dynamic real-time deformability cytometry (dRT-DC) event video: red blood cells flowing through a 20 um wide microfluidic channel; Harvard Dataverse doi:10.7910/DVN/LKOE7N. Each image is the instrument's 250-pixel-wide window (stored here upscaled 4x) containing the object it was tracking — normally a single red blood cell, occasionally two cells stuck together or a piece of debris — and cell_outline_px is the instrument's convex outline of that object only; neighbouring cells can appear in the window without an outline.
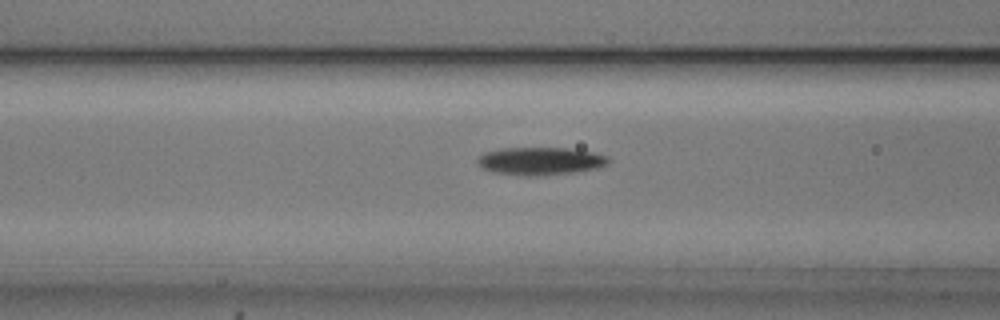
{"species": "common noctule bat (a hibernating species)", "species_latin": "Nyctalus noctula", "temperature_condition": "cold", "stored_images_in_passage": 54, "camera_frame_rate_fps": 3000, "um_per_image_px": 0.085, "animal": {"sex": "male", "body_mass_g": 20.5, "forearm_length_mm": 52.5}, "frame": {"image": 1, "passage_image": 21, "time_ms": 6.667, "image_size_px": [1000, 320], "cell_outline_px": [[612, 160], [608, 164], [596, 168], [576, 172], [540, 176], [524, 176], [492, 172], [476, 164], [476, 160], [484, 152], [500, 148], [568, 148], [592, 152], [608, 156]], "centroid_in_image_um": [45.93, 13.69], "position_along_channel_um": 120.7, "area_um2": 21.44}}
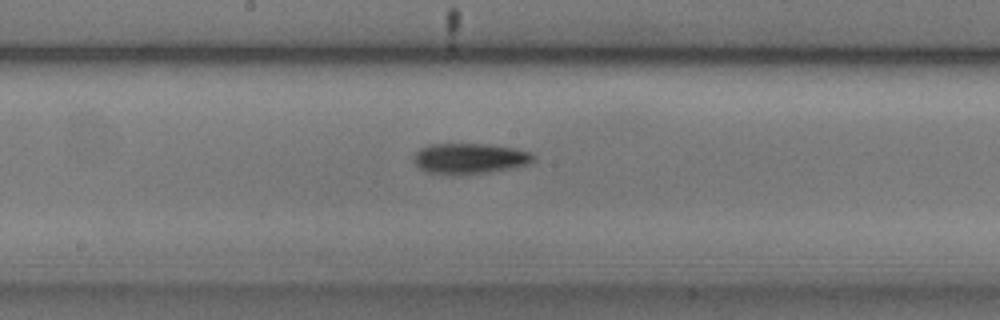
{"frame": {"image": 2, "passage_image": 28, "time_ms": 9.0, "image_size_px": [1000, 320], "cell_outline_px": [[536, 160], [528, 164], [512, 168], [488, 172], [424, 172], [412, 160], [412, 156], [420, 148], [432, 144], [488, 144], [516, 148], [532, 152], [536, 156]], "centroid_in_image_um": [39.98, 13.43], "position_along_channel_um": 208.2, "area_um2": 20.92}}
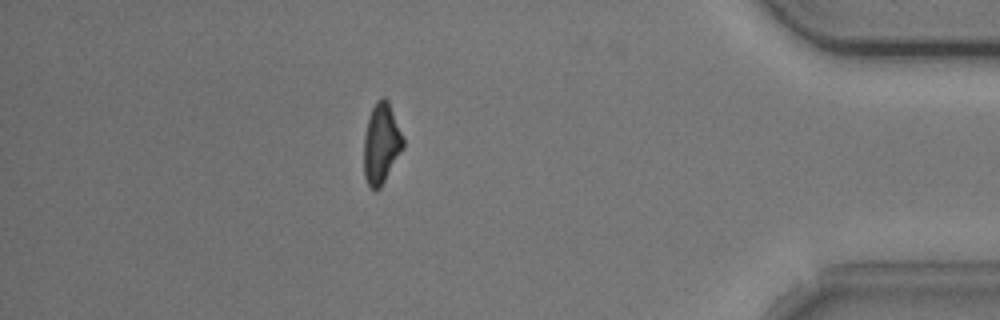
{"frame": {"image": 3, "passage_image": 47, "time_ms": 15.333, "image_size_px": [1000, 320], "cell_outline_px": [[404, 148], [380, 188], [376, 192], [368, 184], [364, 176], [364, 136], [368, 120], [372, 108], [376, 100], [380, 96], [384, 96], [388, 100], [404, 140]], "centroid_in_image_um": [32.41, 12.2], "position_along_channel_um": 402.8, "area_um2": 18.38}, "authors_computed_cell_mechanics": {"area_um2": 19.652, "velocity_mm_per_s": 3.7291, "shape_relaxation_time_tau1_ms": 2.883, "shape_relaxation_time_tau2_ms": null, "deformation_change_tau1": 0.1383, "deformation_change_tau2": null}}